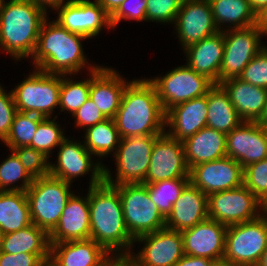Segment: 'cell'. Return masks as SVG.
<instances>
[{"mask_svg": "<svg viewBox=\"0 0 267 266\" xmlns=\"http://www.w3.org/2000/svg\"><path fill=\"white\" fill-rule=\"evenodd\" d=\"M165 119L166 112L149 79L133 80L126 85L113 118L121 139L163 134L166 131Z\"/></svg>", "mask_w": 267, "mask_h": 266, "instance_id": "1", "label": "cell"}, {"mask_svg": "<svg viewBox=\"0 0 267 266\" xmlns=\"http://www.w3.org/2000/svg\"><path fill=\"white\" fill-rule=\"evenodd\" d=\"M88 201L90 239L109 254L126 248V251L124 250L119 256H129L134 239L125 225L119 192L113 186L103 182L98 186L89 187Z\"/></svg>", "mask_w": 267, "mask_h": 266, "instance_id": "2", "label": "cell"}, {"mask_svg": "<svg viewBox=\"0 0 267 266\" xmlns=\"http://www.w3.org/2000/svg\"><path fill=\"white\" fill-rule=\"evenodd\" d=\"M47 21L46 18L41 25L32 55L36 69L64 77L79 72L87 63L80 40L87 38L68 31L56 21Z\"/></svg>", "mask_w": 267, "mask_h": 266, "instance_id": "3", "label": "cell"}, {"mask_svg": "<svg viewBox=\"0 0 267 266\" xmlns=\"http://www.w3.org/2000/svg\"><path fill=\"white\" fill-rule=\"evenodd\" d=\"M47 12L30 0H0V46L17 60L34 54Z\"/></svg>", "mask_w": 267, "mask_h": 266, "instance_id": "4", "label": "cell"}, {"mask_svg": "<svg viewBox=\"0 0 267 266\" xmlns=\"http://www.w3.org/2000/svg\"><path fill=\"white\" fill-rule=\"evenodd\" d=\"M69 188L70 183L50 174L34 178L33 184L25 191L32 223L49 234L58 224L64 207L73 195Z\"/></svg>", "mask_w": 267, "mask_h": 266, "instance_id": "5", "label": "cell"}, {"mask_svg": "<svg viewBox=\"0 0 267 266\" xmlns=\"http://www.w3.org/2000/svg\"><path fill=\"white\" fill-rule=\"evenodd\" d=\"M266 248V212L252 221L227 226L223 258L232 264L257 266Z\"/></svg>", "mask_w": 267, "mask_h": 266, "instance_id": "6", "label": "cell"}, {"mask_svg": "<svg viewBox=\"0 0 267 266\" xmlns=\"http://www.w3.org/2000/svg\"><path fill=\"white\" fill-rule=\"evenodd\" d=\"M113 187L119 192L125 225L134 240L165 228V218L150 199L144 184Z\"/></svg>", "mask_w": 267, "mask_h": 266, "instance_id": "7", "label": "cell"}, {"mask_svg": "<svg viewBox=\"0 0 267 266\" xmlns=\"http://www.w3.org/2000/svg\"><path fill=\"white\" fill-rule=\"evenodd\" d=\"M159 135H142L123 138L115 153L117 164L116 180L104 167V182L111 186L123 184H142L148 172L151 152Z\"/></svg>", "mask_w": 267, "mask_h": 266, "instance_id": "8", "label": "cell"}, {"mask_svg": "<svg viewBox=\"0 0 267 266\" xmlns=\"http://www.w3.org/2000/svg\"><path fill=\"white\" fill-rule=\"evenodd\" d=\"M60 89L61 75L37 69L12 90L16 109L51 118L53 109L59 106Z\"/></svg>", "mask_w": 267, "mask_h": 266, "instance_id": "9", "label": "cell"}, {"mask_svg": "<svg viewBox=\"0 0 267 266\" xmlns=\"http://www.w3.org/2000/svg\"><path fill=\"white\" fill-rule=\"evenodd\" d=\"M258 207L265 212V205L244 184L208 195V218L226 226L257 219L262 215Z\"/></svg>", "mask_w": 267, "mask_h": 266, "instance_id": "10", "label": "cell"}, {"mask_svg": "<svg viewBox=\"0 0 267 266\" xmlns=\"http://www.w3.org/2000/svg\"><path fill=\"white\" fill-rule=\"evenodd\" d=\"M149 80L155 86L165 112L177 104L205 96L214 85L187 64L173 69L162 78L156 77Z\"/></svg>", "mask_w": 267, "mask_h": 266, "instance_id": "11", "label": "cell"}, {"mask_svg": "<svg viewBox=\"0 0 267 266\" xmlns=\"http://www.w3.org/2000/svg\"><path fill=\"white\" fill-rule=\"evenodd\" d=\"M224 54L219 72V84L230 78H238L243 69L265 46L260 37L264 35L257 25L223 31Z\"/></svg>", "mask_w": 267, "mask_h": 266, "instance_id": "12", "label": "cell"}, {"mask_svg": "<svg viewBox=\"0 0 267 266\" xmlns=\"http://www.w3.org/2000/svg\"><path fill=\"white\" fill-rule=\"evenodd\" d=\"M176 178H189L183 143L164 132L155 140L148 172L142 184Z\"/></svg>", "mask_w": 267, "mask_h": 266, "instance_id": "13", "label": "cell"}, {"mask_svg": "<svg viewBox=\"0 0 267 266\" xmlns=\"http://www.w3.org/2000/svg\"><path fill=\"white\" fill-rule=\"evenodd\" d=\"M136 241L146 243L135 257L129 255L133 266H174L184 256L181 231L164 228L140 236Z\"/></svg>", "mask_w": 267, "mask_h": 266, "instance_id": "14", "label": "cell"}, {"mask_svg": "<svg viewBox=\"0 0 267 266\" xmlns=\"http://www.w3.org/2000/svg\"><path fill=\"white\" fill-rule=\"evenodd\" d=\"M243 177V167L227 156L189 169L190 183L206 195L238 188L243 185Z\"/></svg>", "mask_w": 267, "mask_h": 266, "instance_id": "15", "label": "cell"}, {"mask_svg": "<svg viewBox=\"0 0 267 266\" xmlns=\"http://www.w3.org/2000/svg\"><path fill=\"white\" fill-rule=\"evenodd\" d=\"M58 153V164H50V175L71 184L75 177L87 174L92 170L89 187H94L104 182V165L92 164L91 153L84 144L73 142L65 138ZM101 164V165H100ZM93 165V166H92Z\"/></svg>", "mask_w": 267, "mask_h": 266, "instance_id": "16", "label": "cell"}, {"mask_svg": "<svg viewBox=\"0 0 267 266\" xmlns=\"http://www.w3.org/2000/svg\"><path fill=\"white\" fill-rule=\"evenodd\" d=\"M56 9H60L55 20L57 23L68 31L86 38L98 35L103 26L112 28L110 16L97 1L68 0Z\"/></svg>", "mask_w": 267, "mask_h": 266, "instance_id": "17", "label": "cell"}, {"mask_svg": "<svg viewBox=\"0 0 267 266\" xmlns=\"http://www.w3.org/2000/svg\"><path fill=\"white\" fill-rule=\"evenodd\" d=\"M175 24L184 49L219 32L208 0H184Z\"/></svg>", "mask_w": 267, "mask_h": 266, "instance_id": "18", "label": "cell"}, {"mask_svg": "<svg viewBox=\"0 0 267 266\" xmlns=\"http://www.w3.org/2000/svg\"><path fill=\"white\" fill-rule=\"evenodd\" d=\"M227 157L243 168L267 158V129L257 122L243 121L226 135Z\"/></svg>", "mask_w": 267, "mask_h": 266, "instance_id": "19", "label": "cell"}, {"mask_svg": "<svg viewBox=\"0 0 267 266\" xmlns=\"http://www.w3.org/2000/svg\"><path fill=\"white\" fill-rule=\"evenodd\" d=\"M226 231V225L210 218L182 230L184 255L211 260L223 258Z\"/></svg>", "mask_w": 267, "mask_h": 266, "instance_id": "20", "label": "cell"}, {"mask_svg": "<svg viewBox=\"0 0 267 266\" xmlns=\"http://www.w3.org/2000/svg\"><path fill=\"white\" fill-rule=\"evenodd\" d=\"M90 67L89 98L106 118L113 119L120 107L128 82L126 83L114 69L103 66L90 65Z\"/></svg>", "mask_w": 267, "mask_h": 266, "instance_id": "21", "label": "cell"}, {"mask_svg": "<svg viewBox=\"0 0 267 266\" xmlns=\"http://www.w3.org/2000/svg\"><path fill=\"white\" fill-rule=\"evenodd\" d=\"M90 239L88 194L84 199L74 194L68 200L56 227L49 233L50 244Z\"/></svg>", "mask_w": 267, "mask_h": 266, "instance_id": "22", "label": "cell"}, {"mask_svg": "<svg viewBox=\"0 0 267 266\" xmlns=\"http://www.w3.org/2000/svg\"><path fill=\"white\" fill-rule=\"evenodd\" d=\"M207 107V94L173 106L166 111L165 125L171 129L166 133L180 142L193 136L207 127Z\"/></svg>", "mask_w": 267, "mask_h": 266, "instance_id": "23", "label": "cell"}, {"mask_svg": "<svg viewBox=\"0 0 267 266\" xmlns=\"http://www.w3.org/2000/svg\"><path fill=\"white\" fill-rule=\"evenodd\" d=\"M208 218V195L189 183L172 205L165 228L182 231Z\"/></svg>", "mask_w": 267, "mask_h": 266, "instance_id": "24", "label": "cell"}, {"mask_svg": "<svg viewBox=\"0 0 267 266\" xmlns=\"http://www.w3.org/2000/svg\"><path fill=\"white\" fill-rule=\"evenodd\" d=\"M92 239L50 244V260L53 266H101L110 257Z\"/></svg>", "mask_w": 267, "mask_h": 266, "instance_id": "25", "label": "cell"}, {"mask_svg": "<svg viewBox=\"0 0 267 266\" xmlns=\"http://www.w3.org/2000/svg\"><path fill=\"white\" fill-rule=\"evenodd\" d=\"M187 65L205 76L213 84H219V72L224 54L223 30L185 48Z\"/></svg>", "mask_w": 267, "mask_h": 266, "instance_id": "26", "label": "cell"}, {"mask_svg": "<svg viewBox=\"0 0 267 266\" xmlns=\"http://www.w3.org/2000/svg\"><path fill=\"white\" fill-rule=\"evenodd\" d=\"M220 85L229 95L237 114L243 121L257 122L263 114L267 89L242 81L240 78H230Z\"/></svg>", "mask_w": 267, "mask_h": 266, "instance_id": "27", "label": "cell"}, {"mask_svg": "<svg viewBox=\"0 0 267 266\" xmlns=\"http://www.w3.org/2000/svg\"><path fill=\"white\" fill-rule=\"evenodd\" d=\"M226 135L213 128L204 127L183 141L188 168L226 157Z\"/></svg>", "mask_w": 267, "mask_h": 266, "instance_id": "28", "label": "cell"}, {"mask_svg": "<svg viewBox=\"0 0 267 266\" xmlns=\"http://www.w3.org/2000/svg\"><path fill=\"white\" fill-rule=\"evenodd\" d=\"M2 252L9 254L34 253L45 263L50 260L49 234L35 224L3 236Z\"/></svg>", "mask_w": 267, "mask_h": 266, "instance_id": "29", "label": "cell"}, {"mask_svg": "<svg viewBox=\"0 0 267 266\" xmlns=\"http://www.w3.org/2000/svg\"><path fill=\"white\" fill-rule=\"evenodd\" d=\"M207 104V127L227 134L243 122L220 84L208 90Z\"/></svg>", "mask_w": 267, "mask_h": 266, "instance_id": "30", "label": "cell"}, {"mask_svg": "<svg viewBox=\"0 0 267 266\" xmlns=\"http://www.w3.org/2000/svg\"><path fill=\"white\" fill-rule=\"evenodd\" d=\"M32 224L26 192L0 191V230L5 235Z\"/></svg>", "mask_w": 267, "mask_h": 266, "instance_id": "31", "label": "cell"}, {"mask_svg": "<svg viewBox=\"0 0 267 266\" xmlns=\"http://www.w3.org/2000/svg\"><path fill=\"white\" fill-rule=\"evenodd\" d=\"M219 31L221 23L234 25L232 29L247 28L256 25V12L248 0H208Z\"/></svg>", "mask_w": 267, "mask_h": 266, "instance_id": "32", "label": "cell"}, {"mask_svg": "<svg viewBox=\"0 0 267 266\" xmlns=\"http://www.w3.org/2000/svg\"><path fill=\"white\" fill-rule=\"evenodd\" d=\"M85 138V148L99 157L107 156L113 150L116 153V145L121 141L115 122L110 118L86 128Z\"/></svg>", "mask_w": 267, "mask_h": 266, "instance_id": "33", "label": "cell"}, {"mask_svg": "<svg viewBox=\"0 0 267 266\" xmlns=\"http://www.w3.org/2000/svg\"><path fill=\"white\" fill-rule=\"evenodd\" d=\"M189 183V178H176L144 185L148 189L150 199L166 219L172 210V205Z\"/></svg>", "mask_w": 267, "mask_h": 266, "instance_id": "34", "label": "cell"}, {"mask_svg": "<svg viewBox=\"0 0 267 266\" xmlns=\"http://www.w3.org/2000/svg\"><path fill=\"white\" fill-rule=\"evenodd\" d=\"M37 114L18 112L15 114L11 130L4 144L9 149L17 147H31V140L34 137L38 124L44 119Z\"/></svg>", "mask_w": 267, "mask_h": 266, "instance_id": "35", "label": "cell"}, {"mask_svg": "<svg viewBox=\"0 0 267 266\" xmlns=\"http://www.w3.org/2000/svg\"><path fill=\"white\" fill-rule=\"evenodd\" d=\"M12 154L0 164V191H23L25 192L34 181V178L22 166L18 156ZM22 178V185L6 188Z\"/></svg>", "mask_w": 267, "mask_h": 266, "instance_id": "36", "label": "cell"}, {"mask_svg": "<svg viewBox=\"0 0 267 266\" xmlns=\"http://www.w3.org/2000/svg\"><path fill=\"white\" fill-rule=\"evenodd\" d=\"M90 91V79L74 82L61 75L59 107L72 115L87 101Z\"/></svg>", "mask_w": 267, "mask_h": 266, "instance_id": "37", "label": "cell"}, {"mask_svg": "<svg viewBox=\"0 0 267 266\" xmlns=\"http://www.w3.org/2000/svg\"><path fill=\"white\" fill-rule=\"evenodd\" d=\"M55 118L50 120V117L44 118L37 127L36 133L31 140V147L43 152L47 157L54 147L59 146L66 138L63 131L55 123Z\"/></svg>", "mask_w": 267, "mask_h": 266, "instance_id": "38", "label": "cell"}, {"mask_svg": "<svg viewBox=\"0 0 267 266\" xmlns=\"http://www.w3.org/2000/svg\"><path fill=\"white\" fill-rule=\"evenodd\" d=\"M243 184L267 205V158L243 168Z\"/></svg>", "mask_w": 267, "mask_h": 266, "instance_id": "39", "label": "cell"}, {"mask_svg": "<svg viewBox=\"0 0 267 266\" xmlns=\"http://www.w3.org/2000/svg\"><path fill=\"white\" fill-rule=\"evenodd\" d=\"M19 158L22 166L33 177L40 178L50 174V163L43 152L32 147H17L11 149Z\"/></svg>", "mask_w": 267, "mask_h": 266, "instance_id": "40", "label": "cell"}, {"mask_svg": "<svg viewBox=\"0 0 267 266\" xmlns=\"http://www.w3.org/2000/svg\"><path fill=\"white\" fill-rule=\"evenodd\" d=\"M146 20L156 22H175L184 0H146Z\"/></svg>", "mask_w": 267, "mask_h": 266, "instance_id": "41", "label": "cell"}, {"mask_svg": "<svg viewBox=\"0 0 267 266\" xmlns=\"http://www.w3.org/2000/svg\"><path fill=\"white\" fill-rule=\"evenodd\" d=\"M242 81L267 89V47H264L238 77Z\"/></svg>", "mask_w": 267, "mask_h": 266, "instance_id": "42", "label": "cell"}, {"mask_svg": "<svg viewBox=\"0 0 267 266\" xmlns=\"http://www.w3.org/2000/svg\"><path fill=\"white\" fill-rule=\"evenodd\" d=\"M132 2V3H131ZM125 0L119 8L110 16L112 28L119 24L122 19L146 20V0Z\"/></svg>", "mask_w": 267, "mask_h": 266, "instance_id": "43", "label": "cell"}, {"mask_svg": "<svg viewBox=\"0 0 267 266\" xmlns=\"http://www.w3.org/2000/svg\"><path fill=\"white\" fill-rule=\"evenodd\" d=\"M17 109L12 91L7 94L0 86V139L4 142L11 130Z\"/></svg>", "mask_w": 267, "mask_h": 266, "instance_id": "44", "label": "cell"}, {"mask_svg": "<svg viewBox=\"0 0 267 266\" xmlns=\"http://www.w3.org/2000/svg\"><path fill=\"white\" fill-rule=\"evenodd\" d=\"M79 127H90L107 119L94 102L87 101L73 114Z\"/></svg>", "mask_w": 267, "mask_h": 266, "instance_id": "45", "label": "cell"}, {"mask_svg": "<svg viewBox=\"0 0 267 266\" xmlns=\"http://www.w3.org/2000/svg\"><path fill=\"white\" fill-rule=\"evenodd\" d=\"M45 262L34 253H0V266H43Z\"/></svg>", "mask_w": 267, "mask_h": 266, "instance_id": "46", "label": "cell"}, {"mask_svg": "<svg viewBox=\"0 0 267 266\" xmlns=\"http://www.w3.org/2000/svg\"><path fill=\"white\" fill-rule=\"evenodd\" d=\"M213 260L205 257L184 255L174 266H211Z\"/></svg>", "mask_w": 267, "mask_h": 266, "instance_id": "47", "label": "cell"}, {"mask_svg": "<svg viewBox=\"0 0 267 266\" xmlns=\"http://www.w3.org/2000/svg\"><path fill=\"white\" fill-rule=\"evenodd\" d=\"M105 12L111 16L125 0H96Z\"/></svg>", "mask_w": 267, "mask_h": 266, "instance_id": "48", "label": "cell"}, {"mask_svg": "<svg viewBox=\"0 0 267 266\" xmlns=\"http://www.w3.org/2000/svg\"><path fill=\"white\" fill-rule=\"evenodd\" d=\"M101 266H133V264L129 256L117 255L116 258L115 256H113L112 258L110 257Z\"/></svg>", "mask_w": 267, "mask_h": 266, "instance_id": "49", "label": "cell"}, {"mask_svg": "<svg viewBox=\"0 0 267 266\" xmlns=\"http://www.w3.org/2000/svg\"><path fill=\"white\" fill-rule=\"evenodd\" d=\"M256 25L264 35L267 34V5L256 13Z\"/></svg>", "mask_w": 267, "mask_h": 266, "instance_id": "50", "label": "cell"}, {"mask_svg": "<svg viewBox=\"0 0 267 266\" xmlns=\"http://www.w3.org/2000/svg\"><path fill=\"white\" fill-rule=\"evenodd\" d=\"M30 1L35 5L42 7L45 11L47 7H52L53 9H56L60 5L64 4V0H30Z\"/></svg>", "mask_w": 267, "mask_h": 266, "instance_id": "51", "label": "cell"}, {"mask_svg": "<svg viewBox=\"0 0 267 266\" xmlns=\"http://www.w3.org/2000/svg\"><path fill=\"white\" fill-rule=\"evenodd\" d=\"M252 9L257 13L267 5V0H248Z\"/></svg>", "mask_w": 267, "mask_h": 266, "instance_id": "52", "label": "cell"}, {"mask_svg": "<svg viewBox=\"0 0 267 266\" xmlns=\"http://www.w3.org/2000/svg\"><path fill=\"white\" fill-rule=\"evenodd\" d=\"M257 123L260 126L267 129V97H266V103H265V108H264L263 114L260 117V119L257 121Z\"/></svg>", "mask_w": 267, "mask_h": 266, "instance_id": "53", "label": "cell"}, {"mask_svg": "<svg viewBox=\"0 0 267 266\" xmlns=\"http://www.w3.org/2000/svg\"><path fill=\"white\" fill-rule=\"evenodd\" d=\"M211 266H237V265L232 264L230 261H228L225 258H221V259L213 260Z\"/></svg>", "mask_w": 267, "mask_h": 266, "instance_id": "54", "label": "cell"}, {"mask_svg": "<svg viewBox=\"0 0 267 266\" xmlns=\"http://www.w3.org/2000/svg\"><path fill=\"white\" fill-rule=\"evenodd\" d=\"M257 266H267V248L263 252L261 260Z\"/></svg>", "mask_w": 267, "mask_h": 266, "instance_id": "55", "label": "cell"}, {"mask_svg": "<svg viewBox=\"0 0 267 266\" xmlns=\"http://www.w3.org/2000/svg\"><path fill=\"white\" fill-rule=\"evenodd\" d=\"M3 236H4V234L0 230V253L2 252Z\"/></svg>", "mask_w": 267, "mask_h": 266, "instance_id": "56", "label": "cell"}, {"mask_svg": "<svg viewBox=\"0 0 267 266\" xmlns=\"http://www.w3.org/2000/svg\"><path fill=\"white\" fill-rule=\"evenodd\" d=\"M43 266H53L50 262H46Z\"/></svg>", "mask_w": 267, "mask_h": 266, "instance_id": "57", "label": "cell"}]
</instances>
